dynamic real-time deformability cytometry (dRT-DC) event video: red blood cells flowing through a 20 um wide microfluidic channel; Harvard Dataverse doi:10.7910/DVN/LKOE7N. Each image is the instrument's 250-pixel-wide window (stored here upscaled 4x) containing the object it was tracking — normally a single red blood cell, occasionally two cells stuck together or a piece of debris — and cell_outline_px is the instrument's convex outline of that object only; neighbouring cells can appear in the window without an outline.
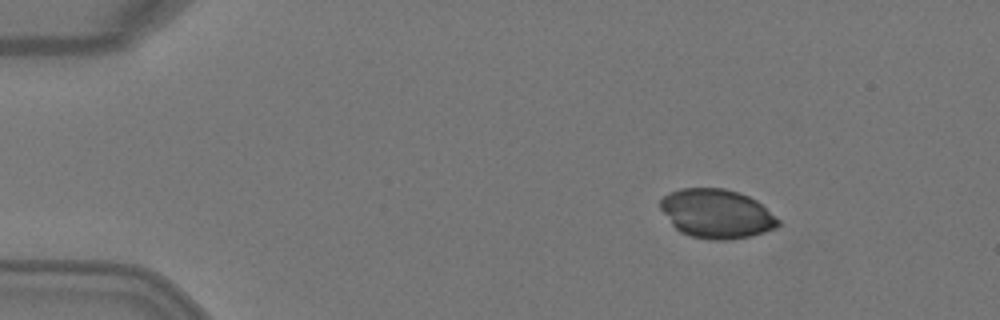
{"species": "Egyptian fruit bat (a non-hibernating species)", "species_latin": "Rousettus aegyptiacus", "temperature_condition": "warm", "stored_images_in_passage": 3, "camera_frame_rate_fps": 3000, "um_per_image_px": 0.085, "animal": {"sex": "female"}, "frame": {"image": 1, "passage_image": 1, "time_ms": 0.0, "image_size_px": [1000, 320], "cell_outline_px": [[780, 224], [776, 228], [764, 232], [748, 236], [728, 240], [712, 240], [692, 236], [680, 232], [672, 224], [660, 208], [660, 200], [664, 196], [680, 188], [724, 188], [748, 196], [756, 200], [780, 220]], "centroid_in_image_um": [60.91, 18.16], "position_along_channel_um": 24.1, "area_um2": 33.41}}